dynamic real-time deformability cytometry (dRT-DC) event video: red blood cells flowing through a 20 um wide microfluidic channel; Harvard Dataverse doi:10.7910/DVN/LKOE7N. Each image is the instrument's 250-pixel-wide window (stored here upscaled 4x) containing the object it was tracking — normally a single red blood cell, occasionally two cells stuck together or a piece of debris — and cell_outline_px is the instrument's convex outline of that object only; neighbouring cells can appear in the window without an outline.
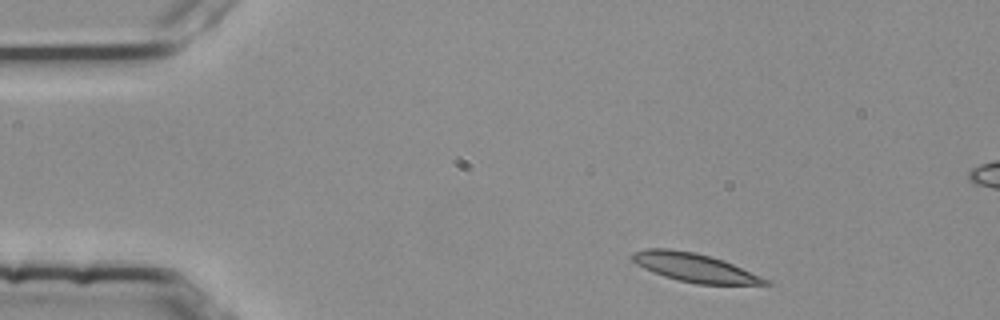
{"species": "common noctule bat (a hibernating species)", "species_latin": "Nyctalus noctula", "temperature_condition": "room temperature", "stored_images_in_passage": 2, "camera_frame_rate_fps": 3000, "um_per_image_px": 0.085, "animal": {"sex": "female", "body_mass_g": 25.1}, "frame": {"image": 1, "passage_image": 1, "time_ms": 0.0, "image_size_px": [1000, 320], "cell_outline_px": [[772, 284], [696, 284], [664, 276], [644, 268], [636, 264], [628, 256], [632, 252], [644, 248], [668, 248], [696, 252], [712, 256], [724, 260], [772, 280]], "centroid_in_image_um": [59.04, 22.72], "position_along_channel_um": 26.0, "area_um2": 22.43}}